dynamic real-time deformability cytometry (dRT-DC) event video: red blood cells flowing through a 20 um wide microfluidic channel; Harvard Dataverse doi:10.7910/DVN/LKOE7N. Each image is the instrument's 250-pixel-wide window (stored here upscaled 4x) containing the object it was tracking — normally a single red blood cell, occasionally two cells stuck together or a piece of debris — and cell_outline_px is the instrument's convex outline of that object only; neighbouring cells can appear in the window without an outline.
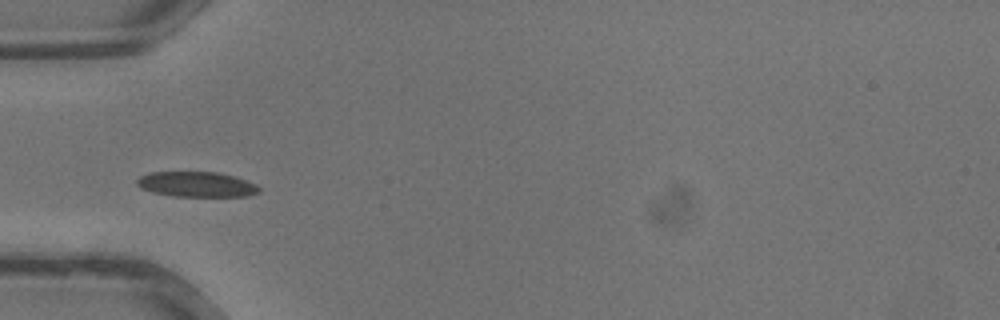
{"species": "common noctule bat (a hibernating species)", "species_latin": "Nyctalus noctula", "temperature_condition": "warm", "stored_images_in_passage": 25, "camera_frame_rate_fps": 3000, "um_per_image_px": 0.085, "animal": {"sex": "male", "body_mass_g": 13.3}, "frame": {"image": 1, "passage_image": 1, "time_ms": 0.0, "image_size_px": [1000, 320], "cell_outline_px": [[260, 192], [248, 196], [172, 196], [152, 192], [140, 188], [136, 184], [136, 180], [140, 176], [148, 172], [216, 172], [236, 176], [256, 184], [260, 188]], "centroid_in_image_um": [16.7, 15.66], "position_along_channel_um": 68.3, "area_um2": 18.09}}
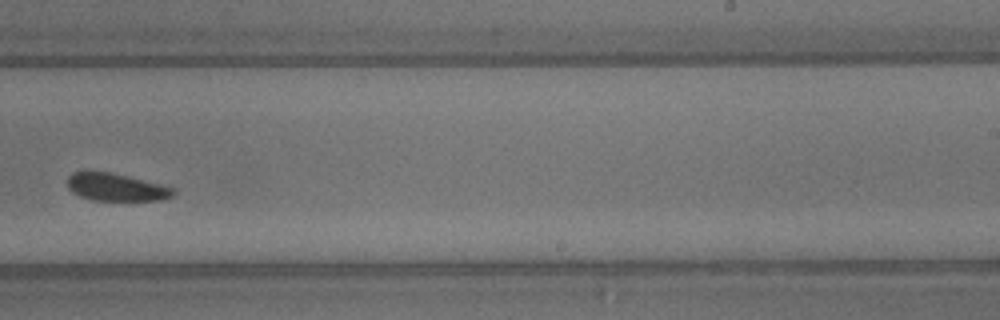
{"frame": {"image": 2, "passage_image": 12, "time_ms": 3.667, "image_size_px": [1000, 320], "cell_outline_px": [[176, 192], [172, 196], [164, 200], [92, 200], [80, 196], [72, 192], [68, 188], [68, 176], [72, 172], [112, 172], [176, 188]], "centroid_in_image_um": [9.9, 15.91], "position_along_channel_um": 279.1, "area_um2": 16.99}}
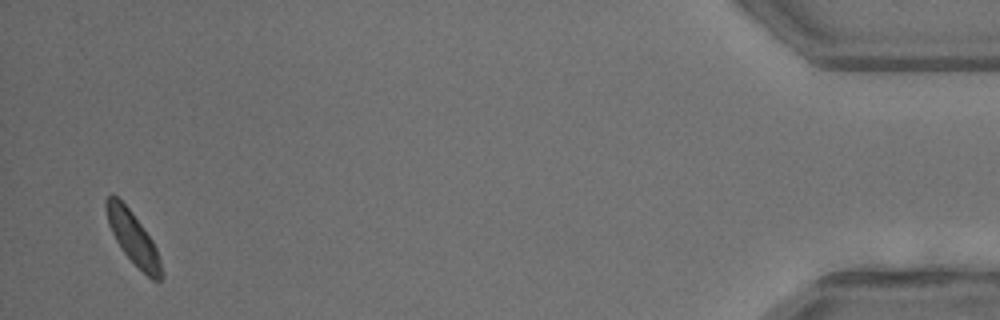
{"frame": {"image": 3, "passage_image": 24, "time_ms": 7.667, "image_size_px": [1000, 320], "cell_outline_px": [[164, 276], [160, 280], [152, 280], [120, 248], [108, 224], [104, 208], [104, 200], [112, 192], [132, 212], [152, 240], [156, 248], [164, 272]], "centroid_in_image_um": [11.29, 20.2], "position_along_channel_um": 423.9, "area_um2": 16.7}}